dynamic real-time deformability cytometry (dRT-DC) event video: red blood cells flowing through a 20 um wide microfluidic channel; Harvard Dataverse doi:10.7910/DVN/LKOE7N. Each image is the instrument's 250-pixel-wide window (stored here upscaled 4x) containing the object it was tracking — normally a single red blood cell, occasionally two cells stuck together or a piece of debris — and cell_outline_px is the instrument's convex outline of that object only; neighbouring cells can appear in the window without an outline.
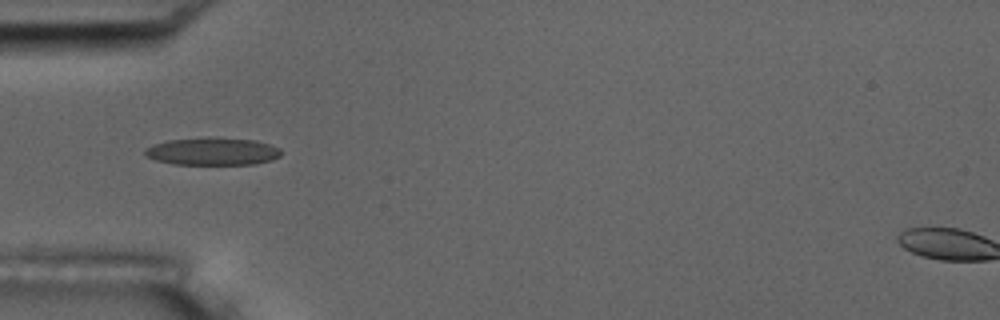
{"species": "common noctule bat (a hibernating species)", "species_latin": "Nyctalus noctula", "temperature_condition": "room temperature", "stored_images_in_passage": 7, "camera_frame_rate_fps": 3000, "um_per_image_px": 0.085, "animal": {"sex": "male", "body_mass_g": 17.5, "forearm_length_mm": 52.3}, "frame": {"image": 1, "passage_image": 4, "time_ms": 3.667, "image_size_px": [1000, 320], "cell_outline_px": [[280, 156], [272, 160], [256, 164], [172, 164], [156, 160], [144, 156], [144, 148], [152, 144], [168, 140], [256, 140], [272, 144], [280, 148]], "centroid_in_image_um": [18.06, 12.91], "position_along_channel_um": 66.9, "area_um2": 21.1}}
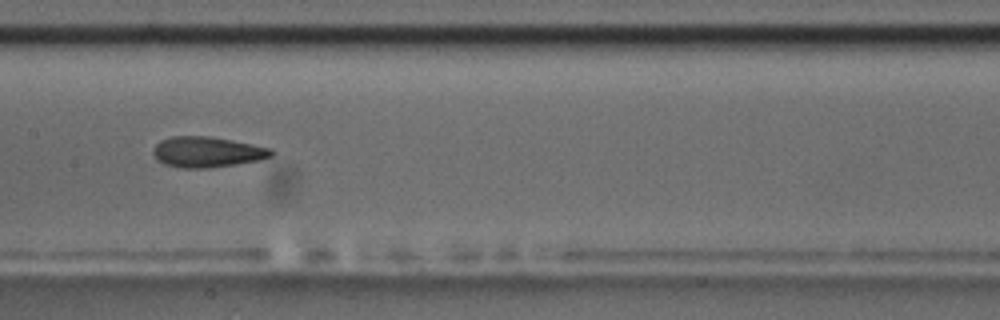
{"frame": {"image": 2, "passage_image": 7, "time_ms": 7.0, "image_size_px": [1000, 320], "cell_outline_px": [[276, 152], [272, 156], [260, 160], [236, 164], [208, 168], [180, 168], [164, 164], [156, 160], [152, 152], [152, 148], [160, 140], [172, 136], [208, 136], [232, 140], [272, 148]], "centroid_in_image_um": [17.6, 12.92], "position_along_channel_um": 189.8, "area_um2": 21.33}}